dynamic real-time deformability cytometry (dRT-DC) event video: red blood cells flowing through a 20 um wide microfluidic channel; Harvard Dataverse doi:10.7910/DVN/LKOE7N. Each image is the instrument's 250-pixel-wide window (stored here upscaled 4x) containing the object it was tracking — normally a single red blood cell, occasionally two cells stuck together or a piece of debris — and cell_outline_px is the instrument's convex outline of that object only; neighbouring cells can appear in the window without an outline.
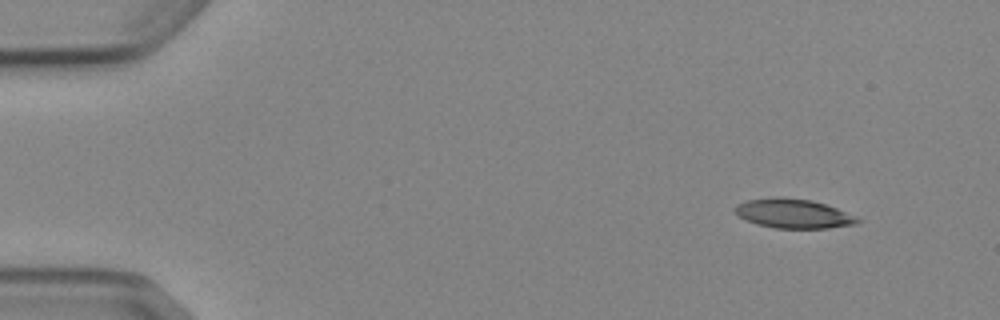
{"species": "Egyptian fruit bat (a non-hibernating species)", "species_latin": "Rousettus aegyptiacus", "temperature_condition": "cold", "stored_images_in_passage": 4, "camera_frame_rate_fps": 3000, "um_per_image_px": 0.085, "animal": {"sex": "female"}, "frame": {"image": 1, "passage_image": 1, "time_ms": 0.0, "image_size_px": [1000, 320], "cell_outline_px": [[864, 220], [856, 224], [828, 228], [776, 228], [756, 224], [740, 216], [736, 212], [736, 204], [748, 200], [776, 196], [780, 196], [812, 200], [836, 208], [856, 216]], "centroid_in_image_um": [67.48, 18.15], "position_along_channel_um": 17.5, "area_um2": 20.87}}
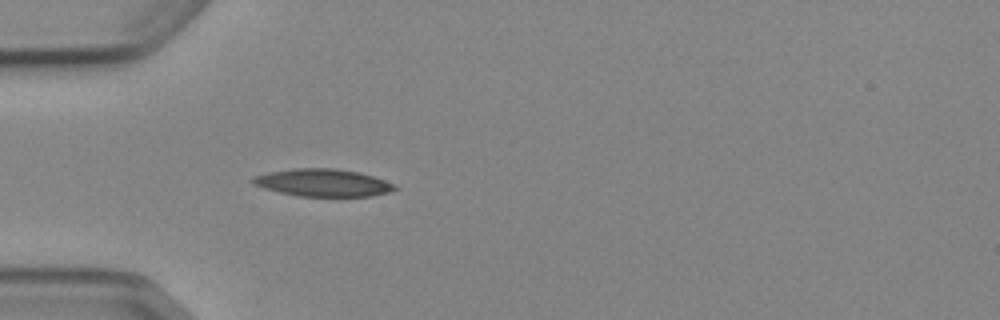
{"frame": {"image": 2, "passage_image": 4, "time_ms": 3.667, "image_size_px": [1000, 320], "cell_outline_px": [[400, 188], [388, 192], [372, 196], [300, 196], [280, 192], [264, 188], [252, 184], [252, 176], [268, 172], [296, 168], [336, 168], [360, 172], [396, 184]], "centroid_in_image_um": [27.47, 15.52], "position_along_channel_um": 57.5, "area_um2": 22.77}}